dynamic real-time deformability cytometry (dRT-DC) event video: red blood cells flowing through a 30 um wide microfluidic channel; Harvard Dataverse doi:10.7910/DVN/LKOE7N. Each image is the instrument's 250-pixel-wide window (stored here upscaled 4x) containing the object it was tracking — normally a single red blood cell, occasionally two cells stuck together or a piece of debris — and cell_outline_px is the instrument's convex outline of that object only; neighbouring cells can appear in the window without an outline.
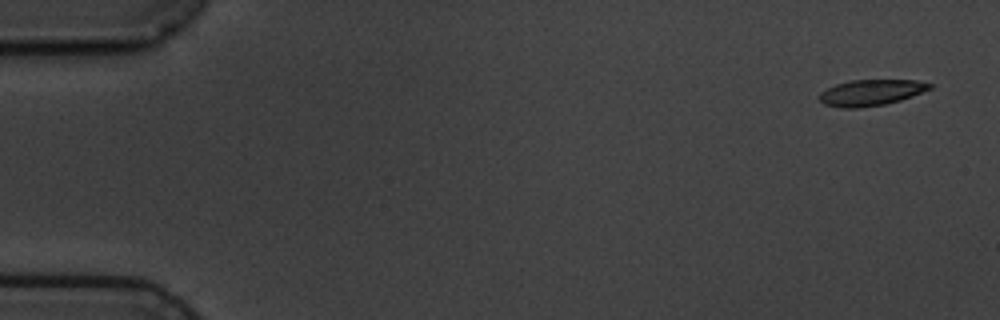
{"species": "common noctule bat (a hibernating species)", "species_latin": "Nyctalus noctula", "temperature_condition": "cold", "stored_images_in_passage": 9, "camera_frame_rate_fps": 3000, "um_per_image_px": 0.085, "animal": {"sex": "male", "body_mass_g": 19.5, "forearm_length_mm": 54.6}, "frame": {"image": 1, "passage_image": 1, "time_ms": 0.0, "image_size_px": [1000, 320], "cell_outline_px": [[932, 88], [912, 96], [900, 100], [884, 104], [856, 108], [844, 108], [824, 104], [820, 100], [820, 92], [836, 84], [852, 80], [916, 80], [932, 84]], "centroid_in_image_um": [74.04, 7.86], "position_along_channel_um": 11.0, "area_um2": 16.53}}
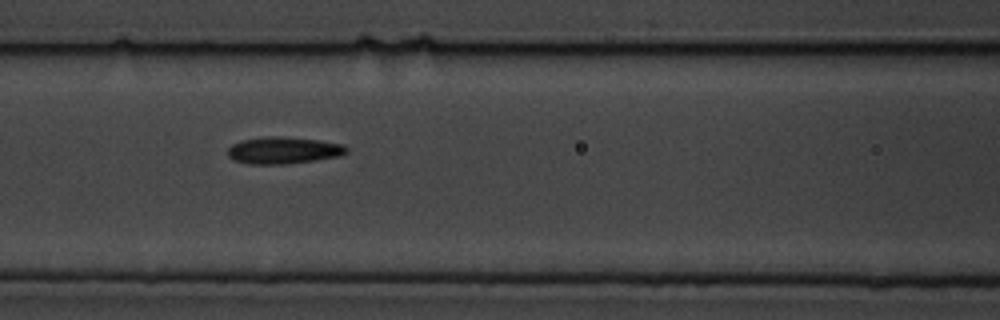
{"frame": {"image": 2, "passage_image": 7, "time_ms": 7.333, "image_size_px": [1000, 320], "cell_outline_px": [[348, 152], [340, 156], [316, 160], [284, 164], [248, 164], [232, 160], [228, 156], [228, 148], [232, 144], [240, 140], [264, 136], [280, 136], [320, 140], [344, 144], [348, 148]], "centroid_in_image_um": [24.09, 12.77], "position_along_channel_um": 142.5, "area_um2": 18.9}}
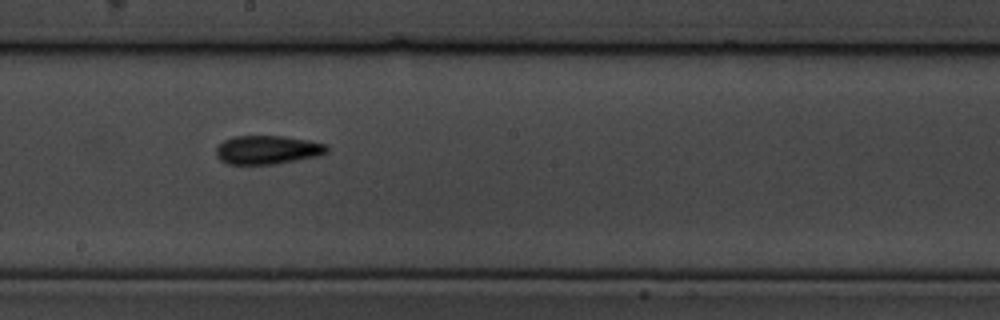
{"frame": {"image": 3, "passage_image": 9, "time_ms": 9.667, "image_size_px": [1000, 320], "cell_outline_px": [[328, 152], [320, 156], [276, 164], [228, 164], [220, 160], [216, 156], [216, 148], [224, 140], [232, 136], [284, 136], [308, 140], [328, 144]], "centroid_in_image_um": [22.76, 12.74], "position_along_channel_um": 225.4, "area_um2": 18.73}}